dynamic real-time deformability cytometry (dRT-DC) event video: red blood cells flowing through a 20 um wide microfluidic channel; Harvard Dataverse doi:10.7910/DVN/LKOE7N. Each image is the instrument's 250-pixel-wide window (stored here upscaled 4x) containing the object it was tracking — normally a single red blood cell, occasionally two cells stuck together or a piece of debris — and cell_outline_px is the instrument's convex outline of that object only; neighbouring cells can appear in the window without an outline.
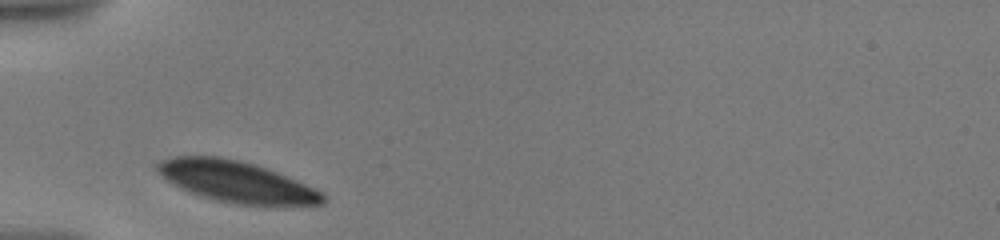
{"species": "human", "species_latin": "Homo sapiens", "temperature_condition": "warm", "stored_images_in_passage": 6, "camera_frame_rate_fps": 3000, "um_per_image_px": 0.085, "donor": {"sex": "male"}, "frame": {"image": 1, "passage_image": 1, "time_ms": 0.0, "image_size_px": [1000, 240], "cell_outline_px": [[328, 200], [324, 204], [276, 208], [236, 204], [216, 200], [200, 196], [188, 192], [168, 180], [156, 172], [152, 168], [152, 164], [160, 160], [176, 156], [220, 156], [252, 164], [276, 172], [304, 184], [328, 196]], "centroid_in_image_um": [20.11, 15.49], "position_along_channel_um": 64.9, "area_um2": 40.46}}
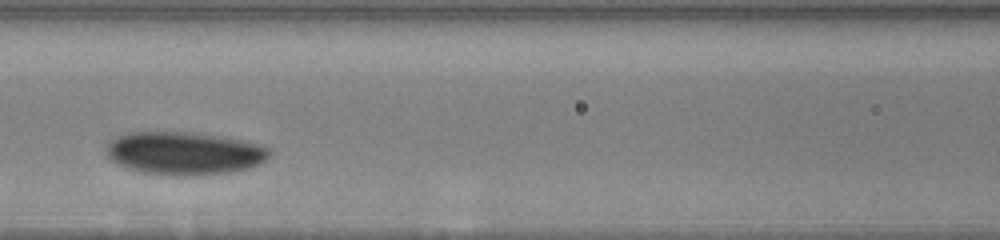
{"frame": {"image": 2, "passage_image": 4, "time_ms": 2.667, "image_size_px": [1000, 240], "cell_outline_px": [[272, 152], [260, 164], [248, 168], [232, 172], [208, 176], [168, 176], [140, 172], [128, 168], [112, 160], [108, 156], [108, 144], [116, 136], [132, 132], [192, 132], [240, 140], [256, 144], [268, 148]], "centroid_in_image_um": [15.67, 13.05], "position_along_channel_um": 150.9, "area_um2": 40.86}}
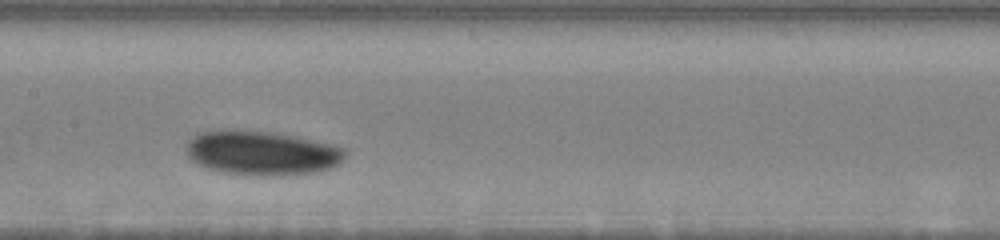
{"frame": {"image": 3, "passage_image": 5, "time_ms": 3.667, "image_size_px": [1000, 240], "cell_outline_px": [[344, 156], [340, 164], [328, 168], [312, 172], [280, 176], [252, 176], [220, 172], [204, 168], [192, 160], [184, 152], [184, 144], [196, 132], [224, 128], [272, 132], [292, 136], [328, 144], [344, 148]], "centroid_in_image_um": [22.1, 13.0], "position_along_channel_um": 185.3, "area_um2": 41.62}}